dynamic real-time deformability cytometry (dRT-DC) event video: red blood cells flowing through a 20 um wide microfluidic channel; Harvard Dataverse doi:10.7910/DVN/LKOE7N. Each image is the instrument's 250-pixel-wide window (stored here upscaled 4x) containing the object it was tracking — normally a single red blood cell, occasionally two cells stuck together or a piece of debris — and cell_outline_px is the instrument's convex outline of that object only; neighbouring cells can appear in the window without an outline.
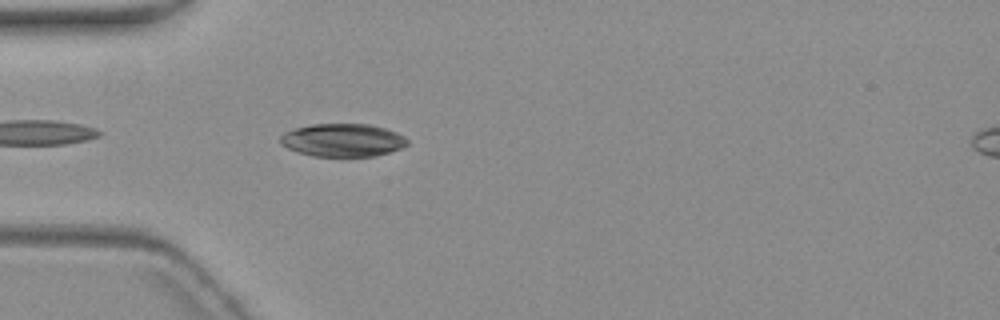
{"species": "common noctule bat (a hibernating species)", "species_latin": "Nyctalus noctula", "temperature_condition": "warm", "stored_images_in_passage": 3, "camera_frame_rate_fps": 3000, "um_per_image_px": 0.085, "animal": {"sex": "female", "body_mass_g": 19.3, "forearm_length_mm": 54.1}, "frame": {"image": 1, "passage_image": 3, "time_ms": 2.667, "image_size_px": [1000, 320], "cell_outline_px": [[408, 144], [404, 148], [376, 156], [312, 156], [296, 152], [280, 144], [280, 136], [284, 132], [296, 128], [312, 124], [368, 124], [384, 128], [396, 132], [404, 136], [408, 140]], "centroid_in_image_um": [29.14, 11.92], "position_along_channel_um": 55.9, "area_um2": 24.57}}